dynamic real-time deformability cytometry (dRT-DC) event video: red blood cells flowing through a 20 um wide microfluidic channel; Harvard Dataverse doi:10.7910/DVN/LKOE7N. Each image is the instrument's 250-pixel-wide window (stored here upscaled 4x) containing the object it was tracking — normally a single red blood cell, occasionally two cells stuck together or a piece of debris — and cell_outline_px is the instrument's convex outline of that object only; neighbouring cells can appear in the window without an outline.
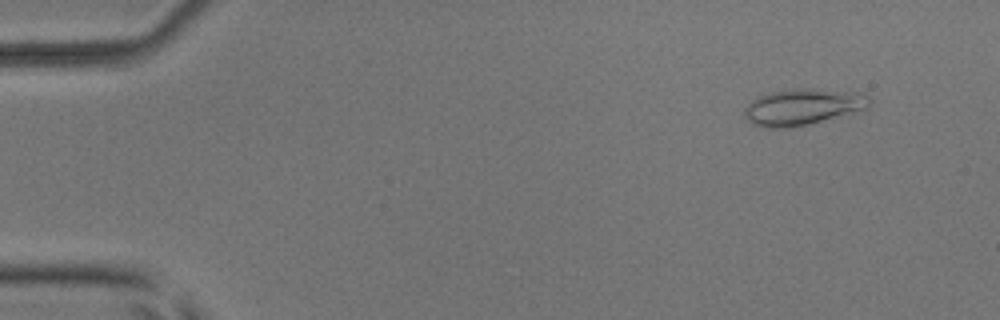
{"species": "common noctule bat (a hibernating species)", "species_latin": "Nyctalus noctula", "temperature_condition": "room temperature", "stored_images_in_passage": 6, "camera_frame_rate_fps": 3000, "um_per_image_px": 0.085, "animal": {"sex": "male", "body_mass_g": 17.9, "forearm_length_mm": 54.2}, "frame": {"image": 1, "passage_image": 2, "time_ms": 1.0, "image_size_px": [1000, 320], "cell_outline_px": [[868, 108], [808, 124], [788, 128], [768, 128], [756, 124], [748, 120], [744, 116], [744, 108], [756, 96], [772, 92], [792, 88], [812, 88], [852, 92], [868, 96]], "centroid_in_image_um": [68.16, 9.08], "position_along_channel_um": 16.8, "area_um2": 26.07}}
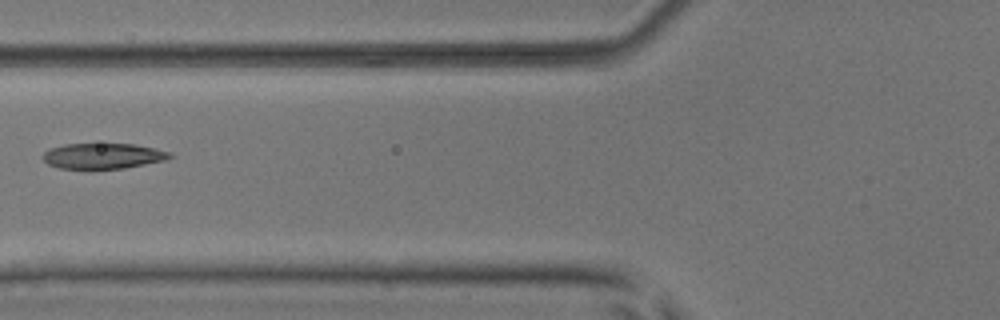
{"frame": {"image": 2, "passage_image": 6, "time_ms": 6.333, "image_size_px": [1000, 320], "cell_outline_px": [[172, 156], [168, 160], [124, 168], [92, 172], [84, 172], [60, 168], [48, 164], [40, 156], [48, 148], [64, 144], [136, 144], [172, 152]], "centroid_in_image_um": [8.71, 13.3], "position_along_channel_um": 117.1, "area_um2": 20.0}}